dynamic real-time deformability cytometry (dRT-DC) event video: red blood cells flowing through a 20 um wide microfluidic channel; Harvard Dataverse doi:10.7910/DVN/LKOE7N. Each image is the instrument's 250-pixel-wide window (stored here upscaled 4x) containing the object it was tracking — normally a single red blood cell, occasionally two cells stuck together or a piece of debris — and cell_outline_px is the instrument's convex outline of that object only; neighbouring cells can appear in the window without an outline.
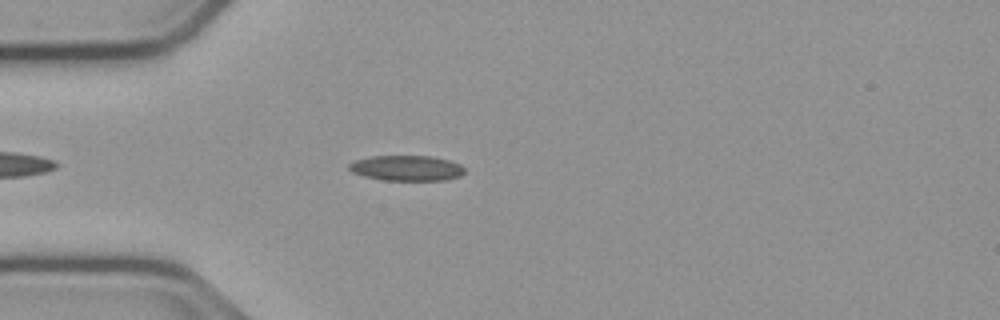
{"species": "common noctule bat (a hibernating species)", "species_latin": "Nyctalus noctula", "temperature_condition": "cold", "stored_images_in_passage": 41, "camera_frame_rate_fps": 3000, "um_per_image_px": 0.085, "animal": {"sex": "male", "body_mass_g": 23.1, "forearm_length_mm": 52.7}, "frame": {"image": 1, "passage_image": 6, "time_ms": 1.667, "image_size_px": [1000, 320], "cell_outline_px": [[464, 172], [460, 176], [444, 180], [384, 180], [364, 176], [352, 172], [348, 168], [348, 164], [356, 160], [372, 156], [432, 156], [448, 160], [460, 164], [464, 168]], "centroid_in_image_um": [34.56, 14.28], "position_along_channel_um": 50.4, "area_um2": 16.99}}
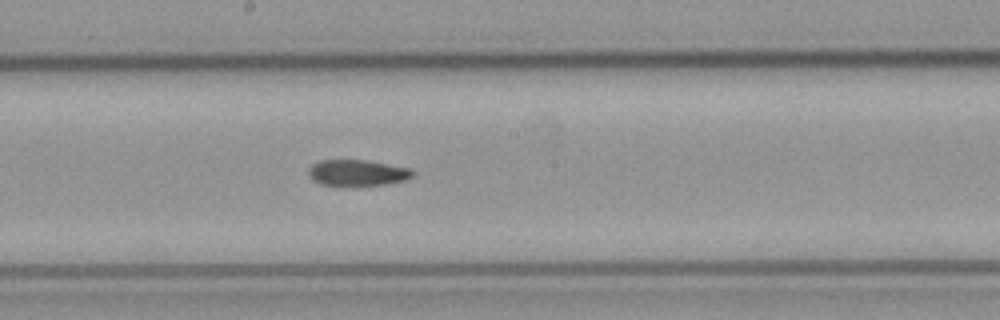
{"frame": {"image": 2, "passage_image": 20, "time_ms": 6.333, "image_size_px": [1000, 320], "cell_outline_px": [[416, 172], [412, 176], [404, 180], [384, 184], [344, 188], [320, 184], [312, 180], [308, 176], [308, 168], [312, 164], [320, 160], [368, 160], [408, 168]], "centroid_in_image_um": [30.3, 14.72], "position_along_channel_um": 217.9, "area_um2": 16.42}}
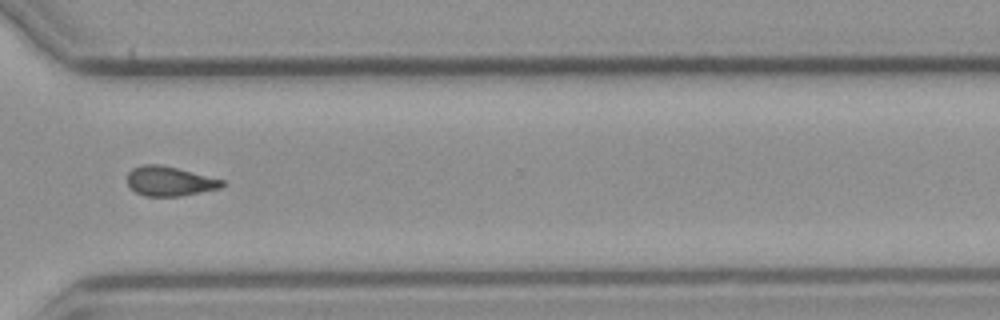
{"frame": {"image": 3, "passage_image": 31, "time_ms": 10.0, "image_size_px": [1000, 320], "cell_outline_px": [[224, 184], [220, 188], [180, 196], [144, 196], [136, 192], [128, 184], [128, 172], [132, 168], [144, 164], [160, 164], [224, 180]], "centroid_in_image_um": [14.39, 15.4], "position_along_channel_um": 356.2, "area_um2": 16.13}, "authors_computed_cell_mechanics": {"area_um2": 16.6464, "velocity_mm_per_s": 3.7917, "shape_relaxation_time_tau1_ms": null, "shape_relaxation_time_tau2_ms": 9.3034, "deformation_change_tau1": null, "deformation_change_tau2": 0.1609}}